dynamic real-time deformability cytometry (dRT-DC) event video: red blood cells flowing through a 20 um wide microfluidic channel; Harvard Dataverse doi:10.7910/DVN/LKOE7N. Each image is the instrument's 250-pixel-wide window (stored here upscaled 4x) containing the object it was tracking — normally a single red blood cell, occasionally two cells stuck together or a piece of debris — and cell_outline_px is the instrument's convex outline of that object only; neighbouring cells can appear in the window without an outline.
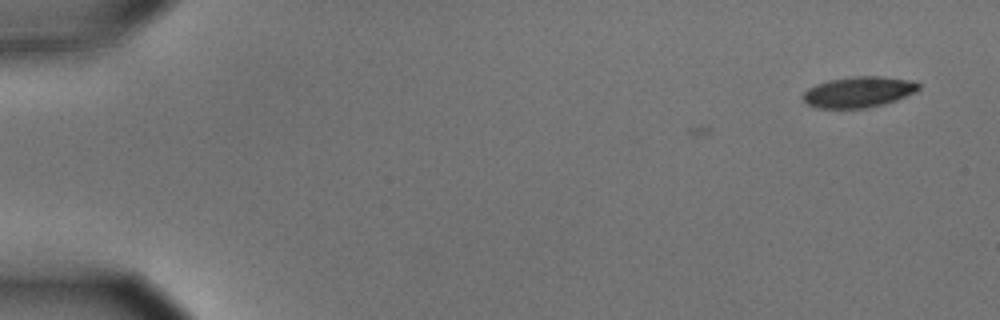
{"species": "common noctule bat (a hibernating species)", "species_latin": "Nyctalus noctula", "temperature_condition": "cold", "stored_images_in_passage": 3, "camera_frame_rate_fps": 3000, "um_per_image_px": 0.085, "animal": {"sex": "male", "body_mass_g": 15.6}, "frame": {"image": 1, "passage_image": 1, "time_ms": 0.0, "image_size_px": [1000, 320], "cell_outline_px": [[920, 88], [916, 92], [896, 100], [884, 104], [864, 108], [816, 108], [808, 104], [800, 96], [808, 88], [816, 84], [828, 80], [852, 76], [884, 76], [912, 80], [920, 84]], "centroid_in_image_um": [72.98, 7.81], "position_along_channel_um": 12.0, "area_um2": 20.98}}